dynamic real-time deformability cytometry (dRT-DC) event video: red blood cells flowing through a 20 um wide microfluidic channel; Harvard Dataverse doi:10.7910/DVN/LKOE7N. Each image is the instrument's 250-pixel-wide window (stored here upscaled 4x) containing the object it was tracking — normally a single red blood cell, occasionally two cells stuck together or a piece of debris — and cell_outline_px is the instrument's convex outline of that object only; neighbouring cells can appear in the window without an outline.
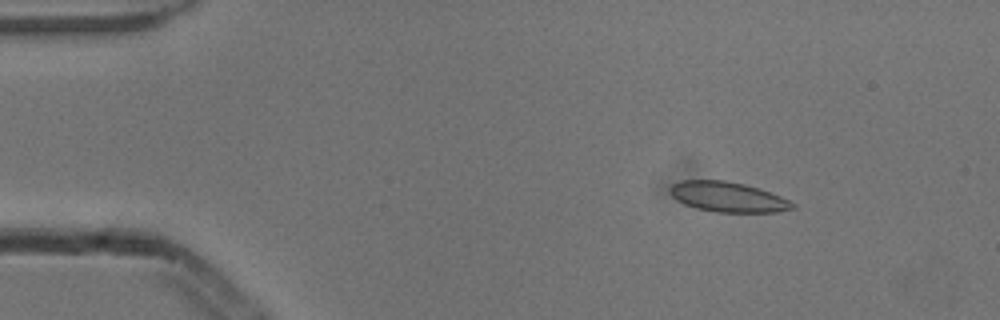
{"species": "common noctule bat (a hibernating species)", "species_latin": "Nyctalus noctula", "temperature_condition": "cold", "stored_images_in_passage": 4, "camera_frame_rate_fps": 3000, "um_per_image_px": 0.085, "animal": {"sex": "male", "body_mass_g": 13.3}, "frame": {"image": 1, "passage_image": 2, "time_ms": 0.333, "image_size_px": [1000, 320], "cell_outline_px": [[796, 208], [776, 212], [716, 212], [696, 208], [684, 204], [676, 200], [672, 196], [672, 184], [680, 180], [724, 180], [744, 184], [780, 196], [796, 204]], "centroid_in_image_um": [61.87, 16.75], "position_along_channel_um": 23.1, "area_um2": 21.27}}
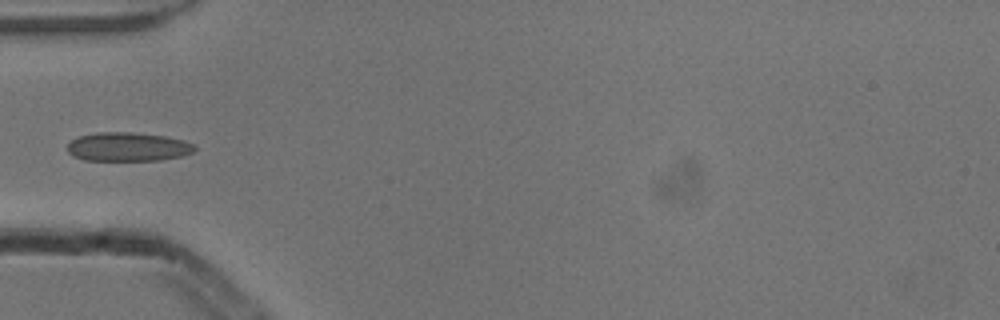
{"frame": {"image": 2, "passage_image": 4, "time_ms": 1.0, "image_size_px": [1000, 320], "cell_outline_px": [[196, 148], [192, 152], [184, 156], [160, 160], [84, 160], [72, 156], [68, 152], [68, 144], [72, 140], [80, 136], [96, 132], [132, 132], [164, 136], [184, 140], [196, 144]], "centroid_in_image_um": [10.9, 12.48], "position_along_channel_um": 74.1, "area_um2": 21.5}}